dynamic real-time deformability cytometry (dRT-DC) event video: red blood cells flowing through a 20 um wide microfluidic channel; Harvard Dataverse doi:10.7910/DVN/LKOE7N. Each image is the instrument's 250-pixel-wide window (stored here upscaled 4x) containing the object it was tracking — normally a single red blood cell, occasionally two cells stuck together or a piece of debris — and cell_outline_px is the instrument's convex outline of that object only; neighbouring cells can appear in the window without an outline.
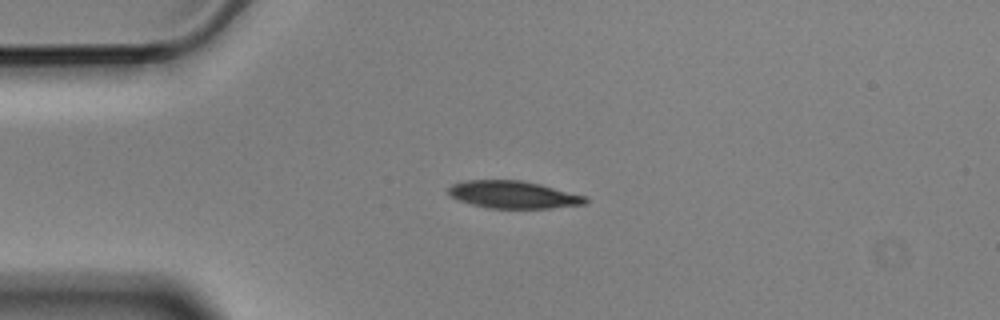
{"species": "Egyptian fruit bat (a non-hibernating species)", "species_latin": "Rousettus aegyptiacus", "temperature_condition": "cold", "stored_images_in_passage": 10, "camera_frame_rate_fps": 3000, "um_per_image_px": 0.085, "animal": {"sex": "male"}, "frame": {"image": 1, "passage_image": 1, "time_ms": 0.0, "image_size_px": [1000, 320], "cell_outline_px": [[588, 204], [552, 208], [488, 208], [472, 204], [460, 200], [452, 196], [448, 192], [448, 188], [452, 184], [468, 180], [520, 180], [540, 184], [588, 196]], "centroid_in_image_um": [43.7, 16.55], "position_along_channel_um": 41.3, "area_um2": 21.91}}
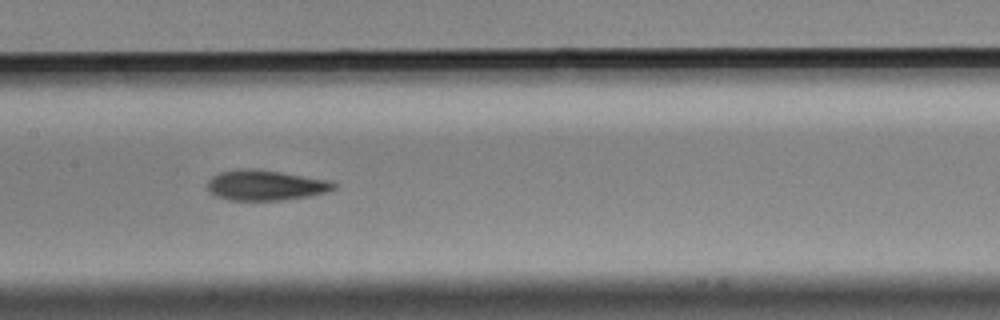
{"frame": {"image": 2, "passage_image": 5, "time_ms": 1.333, "image_size_px": [1000, 320], "cell_outline_px": [[336, 188], [328, 192], [308, 196], [284, 200], [228, 200], [216, 196], [208, 188], [208, 180], [212, 176], [220, 172], [240, 168], [252, 168], [280, 172], [332, 180], [336, 184]], "centroid_in_image_um": [22.6, 15.74], "position_along_channel_um": 184.8, "area_um2": 22.43}}
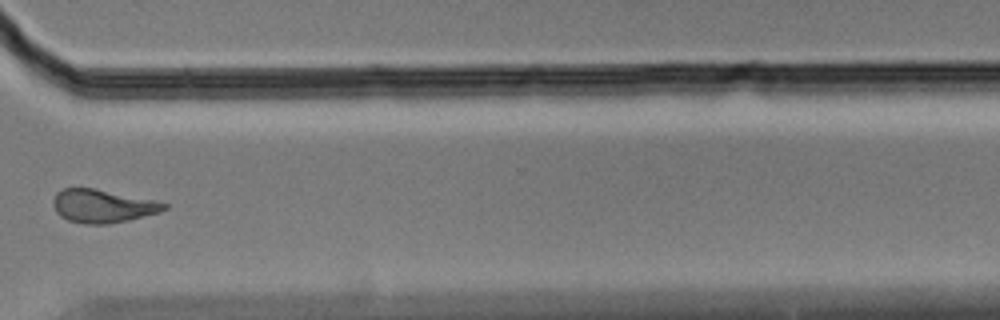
{"frame": {"image": 3, "passage_image": 9, "time_ms": 2.667, "image_size_px": [1000, 320], "cell_outline_px": [[168, 208], [160, 212], [128, 220], [108, 224], [84, 224], [68, 220], [60, 216], [56, 212], [52, 204], [52, 200], [56, 192], [64, 188], [92, 188], [152, 200], [168, 204]], "centroid_in_image_um": [8.68, 17.52], "position_along_channel_um": 361.9, "area_um2": 21.33}}